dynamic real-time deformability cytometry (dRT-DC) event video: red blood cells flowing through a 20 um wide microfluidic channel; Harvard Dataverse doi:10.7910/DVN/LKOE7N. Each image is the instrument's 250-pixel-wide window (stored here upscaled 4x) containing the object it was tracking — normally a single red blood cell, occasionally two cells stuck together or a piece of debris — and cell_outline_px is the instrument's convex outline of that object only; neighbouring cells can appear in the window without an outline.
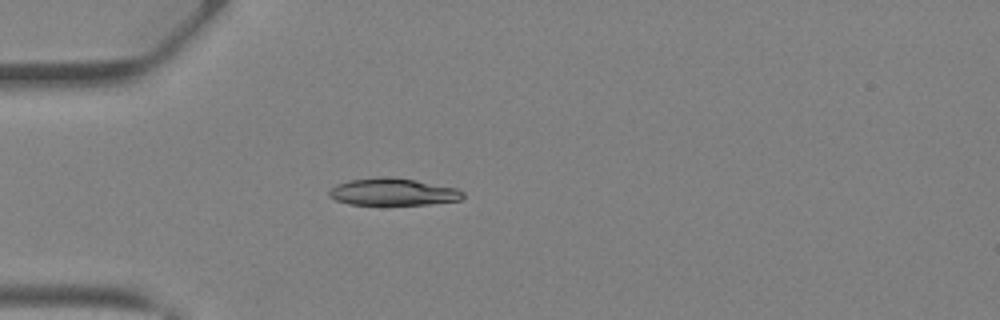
{"species": "Egyptian fruit bat (a non-hibernating species)", "species_latin": "Rousettus aegyptiacus", "temperature_condition": "warm", "stored_images_in_passage": 30, "camera_frame_rate_fps": 3000, "um_per_image_px": 0.085, "animal": {"sex": "female"}, "frame": {"image": 1, "passage_image": 1, "time_ms": 0.0, "image_size_px": [1000, 320], "cell_outline_px": [[464, 196], [460, 200], [428, 204], [348, 204], [336, 200], [328, 196], [328, 192], [336, 184], [348, 180], [376, 176], [392, 176], [416, 180], [456, 188], [464, 192]], "centroid_in_image_um": [33.37, 16.29], "position_along_channel_um": 51.6, "area_um2": 21.27}}
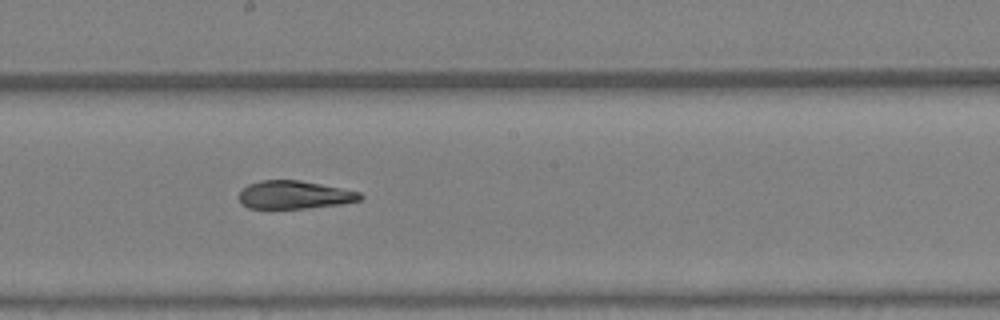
{"frame": {"image": 2, "passage_image": 12, "time_ms": 3.667, "image_size_px": [1000, 320], "cell_outline_px": [[364, 196], [360, 200], [340, 204], [304, 208], [248, 208], [240, 200], [240, 192], [248, 184], [264, 180], [300, 180], [360, 192]], "centroid_in_image_um": [25.04, 16.56], "position_along_channel_um": 223.2, "area_um2": 19.48}}
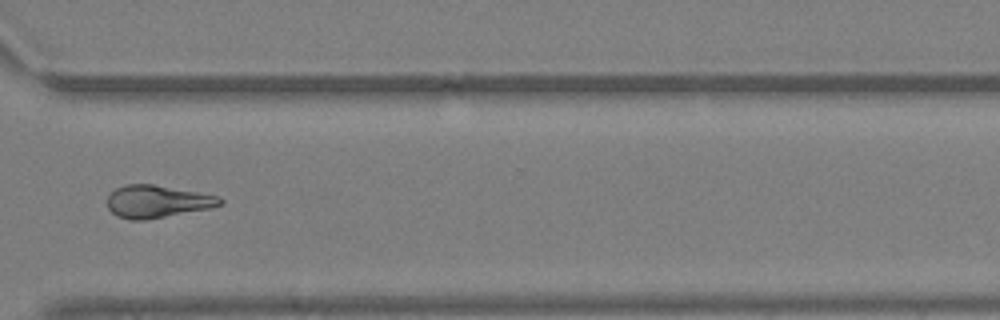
{"frame": {"image": 3, "passage_image": 20, "time_ms": 6.333, "image_size_px": [1000, 320], "cell_outline_px": [[224, 204], [208, 208], [144, 220], [132, 220], [116, 216], [108, 208], [108, 196], [116, 188], [124, 184], [152, 184], [220, 196], [224, 200]], "centroid_in_image_um": [13.36, 17.12], "position_along_channel_um": 357.2, "area_um2": 21.15}}